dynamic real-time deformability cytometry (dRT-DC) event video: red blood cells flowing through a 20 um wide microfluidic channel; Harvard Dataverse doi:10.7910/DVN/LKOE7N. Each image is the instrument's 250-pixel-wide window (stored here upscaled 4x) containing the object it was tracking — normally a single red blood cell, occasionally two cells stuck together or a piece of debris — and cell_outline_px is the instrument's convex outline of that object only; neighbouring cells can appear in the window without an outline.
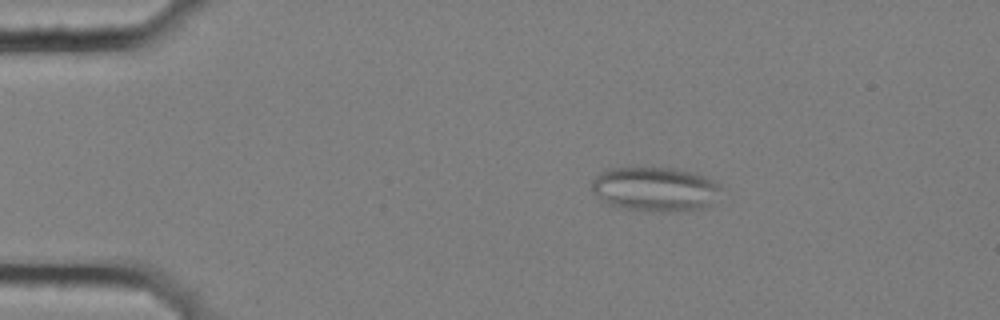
{"species": "common noctule bat (a hibernating species)", "species_latin": "Nyctalus noctula", "temperature_condition": "cold", "stored_images_in_passage": 6, "camera_frame_rate_fps": 3000, "um_per_image_px": 0.085, "animal": {"sex": "female", "body_mass_g": 25.1}, "frame": {"image": 1, "passage_image": 4, "time_ms": 1.0, "image_size_px": [1000, 320], "cell_outline_px": [[720, 188], [712, 204], [708, 208], [668, 212], [652, 212], [628, 208], [608, 204], [596, 196], [592, 192], [592, 180], [604, 168], [628, 164], [672, 168], [704, 176], [720, 184]], "centroid_in_image_um": [55.61, 16.03], "position_along_channel_um": 29.4, "area_um2": 34.39}}